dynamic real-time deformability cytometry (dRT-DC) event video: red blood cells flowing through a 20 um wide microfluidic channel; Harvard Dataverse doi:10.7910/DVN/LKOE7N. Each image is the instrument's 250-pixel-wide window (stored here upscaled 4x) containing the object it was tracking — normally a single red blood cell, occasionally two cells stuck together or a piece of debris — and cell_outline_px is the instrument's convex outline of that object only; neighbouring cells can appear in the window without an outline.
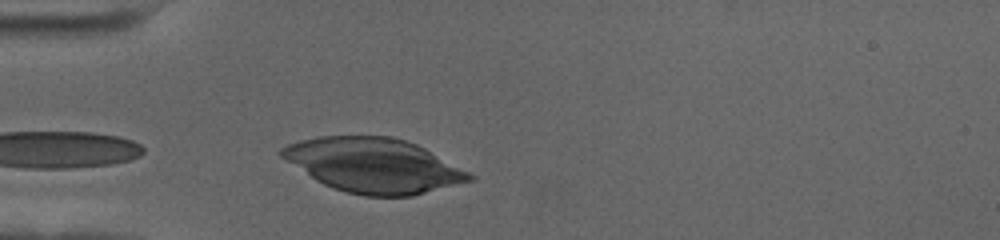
{"species": "human", "species_latin": "Homo sapiens", "temperature_condition": "cold", "stored_images_in_passage": 22, "camera_frame_rate_fps": 3000, "um_per_image_px": 0.085, "donor": {"sex": "female"}, "frame": {"image": 1, "passage_image": 2, "time_ms": 0.333, "image_size_px": [1000, 240], "cell_outline_px": [[476, 180], [412, 196], [364, 196], [344, 192], [324, 184], [316, 180], [280, 156], [276, 152], [280, 148], [288, 144], [300, 140], [320, 136], [388, 136], [404, 140], [416, 144], [424, 148], [476, 176]], "centroid_in_image_um": [31.75, 14.06], "position_along_channel_um": 53.2, "area_um2": 59.36}}
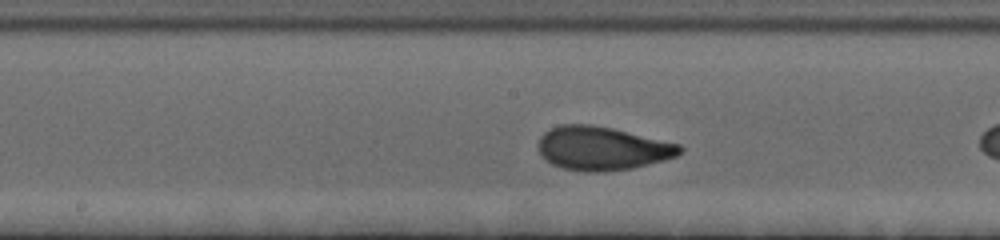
{"frame": {"image": 2, "passage_image": 12, "time_ms": 3.667, "image_size_px": [1000, 240], "cell_outline_px": [[684, 148], [676, 156], [664, 160], [632, 168], [608, 172], [584, 172], [564, 168], [552, 164], [540, 156], [540, 136], [544, 132], [560, 124], [592, 124], [612, 128], [680, 144]], "centroid_in_image_um": [51.18, 12.61], "position_along_channel_um": 197.0, "area_um2": 35.95}}
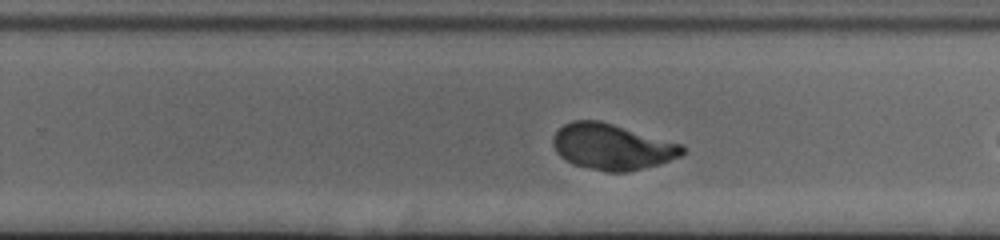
{"frame": {"image": 3, "passage_image": 19, "time_ms": 6.0, "image_size_px": [1000, 240], "cell_outline_px": [[688, 152], [680, 156], [660, 164], [644, 168], [624, 172], [608, 172], [588, 168], [572, 164], [564, 160], [556, 152], [552, 144], [552, 136], [564, 124], [572, 120], [600, 120], [680, 144]], "centroid_in_image_um": [51.99, 12.48], "position_along_channel_um": 277.8, "area_um2": 34.62}}